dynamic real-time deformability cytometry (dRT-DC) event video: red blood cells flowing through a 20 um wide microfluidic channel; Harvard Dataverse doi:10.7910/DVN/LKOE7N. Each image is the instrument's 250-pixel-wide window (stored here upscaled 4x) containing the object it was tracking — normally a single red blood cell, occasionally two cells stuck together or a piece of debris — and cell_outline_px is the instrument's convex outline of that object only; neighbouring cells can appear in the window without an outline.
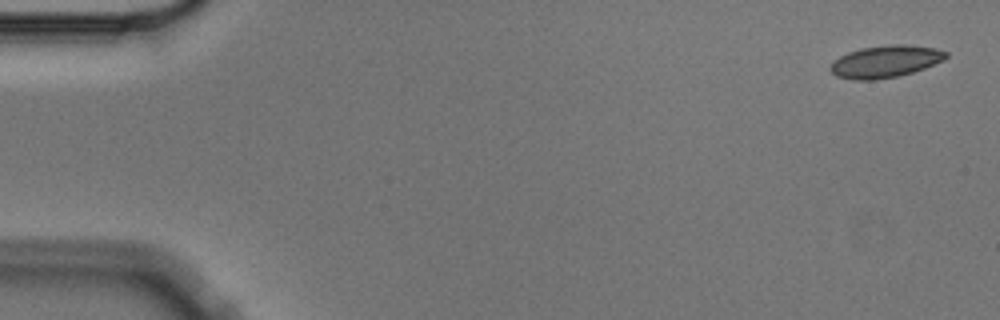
{"species": "Egyptian fruit bat (a non-hibernating species)", "species_latin": "Rousettus aegyptiacus", "temperature_condition": "cold", "stored_images_in_passage": 4, "camera_frame_rate_fps": 3000, "um_per_image_px": 0.085, "animal": {"sex": "male"}, "frame": {"image": 1, "passage_image": 1, "time_ms": 0.0, "image_size_px": [1000, 320], "cell_outline_px": [[948, 56], [944, 60], [924, 68], [912, 72], [896, 76], [876, 80], [852, 80], [836, 76], [828, 68], [840, 56], [848, 52], [860, 48], [892, 44], [908, 44], [936, 48], [948, 52]], "centroid_in_image_um": [75.27, 5.22], "position_along_channel_um": 9.7, "area_um2": 21.68}}
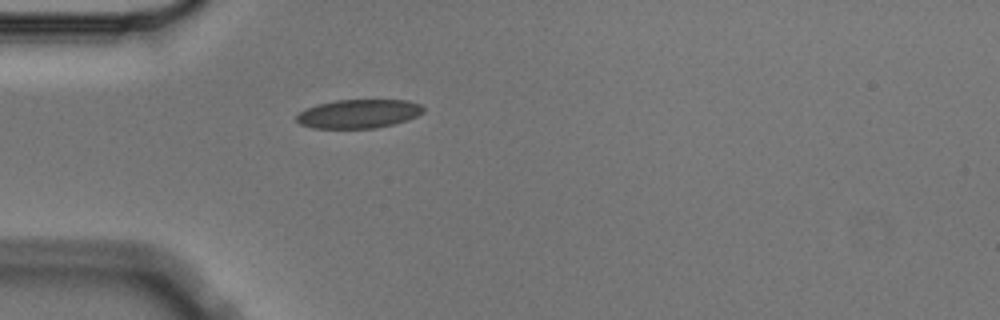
{"frame": {"image": 2, "passage_image": 4, "time_ms": 1.0, "image_size_px": [1000, 320], "cell_outline_px": [[424, 112], [408, 120], [376, 128], [312, 128], [300, 124], [296, 120], [296, 116], [300, 112], [308, 108], [320, 104], [336, 100], [408, 100], [420, 104], [424, 108]], "centroid_in_image_um": [30.51, 9.67], "position_along_channel_um": 54.5, "area_um2": 21.15}}